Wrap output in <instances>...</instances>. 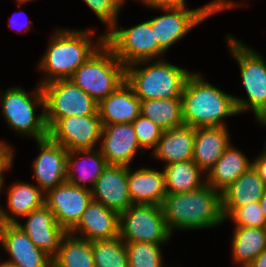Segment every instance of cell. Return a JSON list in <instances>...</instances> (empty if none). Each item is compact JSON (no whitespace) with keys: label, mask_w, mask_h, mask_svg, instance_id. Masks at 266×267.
Returning a JSON list of instances; mask_svg holds the SVG:
<instances>
[{"label":"cell","mask_w":266,"mask_h":267,"mask_svg":"<svg viewBox=\"0 0 266 267\" xmlns=\"http://www.w3.org/2000/svg\"><path fill=\"white\" fill-rule=\"evenodd\" d=\"M161 207L170 234L176 227L208 228L225 221L221 193L207 183L194 191L167 194Z\"/></svg>","instance_id":"cell-1"},{"label":"cell","mask_w":266,"mask_h":267,"mask_svg":"<svg viewBox=\"0 0 266 267\" xmlns=\"http://www.w3.org/2000/svg\"><path fill=\"white\" fill-rule=\"evenodd\" d=\"M181 98L186 126L222 127V118L238 113L234 96L206 83L199 74L189 75Z\"/></svg>","instance_id":"cell-2"},{"label":"cell","mask_w":266,"mask_h":267,"mask_svg":"<svg viewBox=\"0 0 266 267\" xmlns=\"http://www.w3.org/2000/svg\"><path fill=\"white\" fill-rule=\"evenodd\" d=\"M91 33L94 32L57 30L39 64L40 69L49 75L40 82L41 86L73 76L78 67L100 47L98 45L95 49L92 46V40L89 38Z\"/></svg>","instance_id":"cell-3"},{"label":"cell","mask_w":266,"mask_h":267,"mask_svg":"<svg viewBox=\"0 0 266 267\" xmlns=\"http://www.w3.org/2000/svg\"><path fill=\"white\" fill-rule=\"evenodd\" d=\"M99 44L100 47L78 67L70 78L97 103L125 82L126 68L105 43V36L99 38Z\"/></svg>","instance_id":"cell-4"},{"label":"cell","mask_w":266,"mask_h":267,"mask_svg":"<svg viewBox=\"0 0 266 267\" xmlns=\"http://www.w3.org/2000/svg\"><path fill=\"white\" fill-rule=\"evenodd\" d=\"M132 66L125 68V81L139 100L182 99L190 72L163 60L142 69Z\"/></svg>","instance_id":"cell-5"},{"label":"cell","mask_w":266,"mask_h":267,"mask_svg":"<svg viewBox=\"0 0 266 267\" xmlns=\"http://www.w3.org/2000/svg\"><path fill=\"white\" fill-rule=\"evenodd\" d=\"M229 46L239 63L248 100L234 97L238 113L252 108L256 118L266 125V64L255 51L228 36Z\"/></svg>","instance_id":"cell-6"},{"label":"cell","mask_w":266,"mask_h":267,"mask_svg":"<svg viewBox=\"0 0 266 267\" xmlns=\"http://www.w3.org/2000/svg\"><path fill=\"white\" fill-rule=\"evenodd\" d=\"M42 89L48 130L61 118L88 116L98 112V103L71 79L51 81L42 85Z\"/></svg>","instance_id":"cell-7"},{"label":"cell","mask_w":266,"mask_h":267,"mask_svg":"<svg viewBox=\"0 0 266 267\" xmlns=\"http://www.w3.org/2000/svg\"><path fill=\"white\" fill-rule=\"evenodd\" d=\"M105 36V43L125 65L147 63L165 50L158 44L150 21L129 29H117V24Z\"/></svg>","instance_id":"cell-8"},{"label":"cell","mask_w":266,"mask_h":267,"mask_svg":"<svg viewBox=\"0 0 266 267\" xmlns=\"http://www.w3.org/2000/svg\"><path fill=\"white\" fill-rule=\"evenodd\" d=\"M32 101L21 88H9L2 98V111L8 125L21 134L33 136L37 141L48 137L45 121V99L42 86L39 84ZM34 103L43 105V112L35 117Z\"/></svg>","instance_id":"cell-9"},{"label":"cell","mask_w":266,"mask_h":267,"mask_svg":"<svg viewBox=\"0 0 266 267\" xmlns=\"http://www.w3.org/2000/svg\"><path fill=\"white\" fill-rule=\"evenodd\" d=\"M119 236L124 242L161 244L171 234L161 206L133 204L120 214Z\"/></svg>","instance_id":"cell-10"},{"label":"cell","mask_w":266,"mask_h":267,"mask_svg":"<svg viewBox=\"0 0 266 267\" xmlns=\"http://www.w3.org/2000/svg\"><path fill=\"white\" fill-rule=\"evenodd\" d=\"M234 3L226 0H215L197 9H165L166 14L155 17L151 22L158 44L166 51L172 44L184 37L192 27L204 21L210 15L227 8Z\"/></svg>","instance_id":"cell-11"},{"label":"cell","mask_w":266,"mask_h":267,"mask_svg":"<svg viewBox=\"0 0 266 267\" xmlns=\"http://www.w3.org/2000/svg\"><path fill=\"white\" fill-rule=\"evenodd\" d=\"M102 129L97 112L94 115L61 118L48 130V136L68 151L88 150L99 141Z\"/></svg>","instance_id":"cell-12"},{"label":"cell","mask_w":266,"mask_h":267,"mask_svg":"<svg viewBox=\"0 0 266 267\" xmlns=\"http://www.w3.org/2000/svg\"><path fill=\"white\" fill-rule=\"evenodd\" d=\"M45 205L55 216L57 223L70 232L80 221L92 201V191L67 181L46 192Z\"/></svg>","instance_id":"cell-13"},{"label":"cell","mask_w":266,"mask_h":267,"mask_svg":"<svg viewBox=\"0 0 266 267\" xmlns=\"http://www.w3.org/2000/svg\"><path fill=\"white\" fill-rule=\"evenodd\" d=\"M0 242L11 255L5 262L14 267H52V257L37 248L16 223L2 224Z\"/></svg>","instance_id":"cell-14"},{"label":"cell","mask_w":266,"mask_h":267,"mask_svg":"<svg viewBox=\"0 0 266 267\" xmlns=\"http://www.w3.org/2000/svg\"><path fill=\"white\" fill-rule=\"evenodd\" d=\"M40 153L34 161V176L43 192L66 181L68 150L49 136L37 141Z\"/></svg>","instance_id":"cell-15"},{"label":"cell","mask_w":266,"mask_h":267,"mask_svg":"<svg viewBox=\"0 0 266 267\" xmlns=\"http://www.w3.org/2000/svg\"><path fill=\"white\" fill-rule=\"evenodd\" d=\"M91 191L92 200L119 215L133 205L129 194L126 166L107 164Z\"/></svg>","instance_id":"cell-16"},{"label":"cell","mask_w":266,"mask_h":267,"mask_svg":"<svg viewBox=\"0 0 266 267\" xmlns=\"http://www.w3.org/2000/svg\"><path fill=\"white\" fill-rule=\"evenodd\" d=\"M24 217H27V223L21 225L17 221V226L28 235L37 248L53 258L67 232L57 223L54 214L45 204Z\"/></svg>","instance_id":"cell-17"},{"label":"cell","mask_w":266,"mask_h":267,"mask_svg":"<svg viewBox=\"0 0 266 267\" xmlns=\"http://www.w3.org/2000/svg\"><path fill=\"white\" fill-rule=\"evenodd\" d=\"M101 153L108 164L129 167L140 145L132 123L105 125Z\"/></svg>","instance_id":"cell-18"},{"label":"cell","mask_w":266,"mask_h":267,"mask_svg":"<svg viewBox=\"0 0 266 267\" xmlns=\"http://www.w3.org/2000/svg\"><path fill=\"white\" fill-rule=\"evenodd\" d=\"M98 113L103 126L133 123L141 114V100L125 81L98 103Z\"/></svg>","instance_id":"cell-19"},{"label":"cell","mask_w":266,"mask_h":267,"mask_svg":"<svg viewBox=\"0 0 266 267\" xmlns=\"http://www.w3.org/2000/svg\"><path fill=\"white\" fill-rule=\"evenodd\" d=\"M119 221L117 212L92 200L70 233L80 230L84 239L89 241L113 239L119 236Z\"/></svg>","instance_id":"cell-20"},{"label":"cell","mask_w":266,"mask_h":267,"mask_svg":"<svg viewBox=\"0 0 266 267\" xmlns=\"http://www.w3.org/2000/svg\"><path fill=\"white\" fill-rule=\"evenodd\" d=\"M127 182L133 204H152L161 206L167 195L164 171L141 168L131 172L127 167Z\"/></svg>","instance_id":"cell-21"},{"label":"cell","mask_w":266,"mask_h":267,"mask_svg":"<svg viewBox=\"0 0 266 267\" xmlns=\"http://www.w3.org/2000/svg\"><path fill=\"white\" fill-rule=\"evenodd\" d=\"M225 126L195 128L193 161L202 171H210L230 145Z\"/></svg>","instance_id":"cell-22"},{"label":"cell","mask_w":266,"mask_h":267,"mask_svg":"<svg viewBox=\"0 0 266 267\" xmlns=\"http://www.w3.org/2000/svg\"><path fill=\"white\" fill-rule=\"evenodd\" d=\"M195 140V128L180 126L163 130L153 156L165 160L167 165L192 160Z\"/></svg>","instance_id":"cell-23"},{"label":"cell","mask_w":266,"mask_h":267,"mask_svg":"<svg viewBox=\"0 0 266 267\" xmlns=\"http://www.w3.org/2000/svg\"><path fill=\"white\" fill-rule=\"evenodd\" d=\"M251 166L252 163L248 161L243 153L229 145L213 168L207 172L206 183L222 193Z\"/></svg>","instance_id":"cell-24"},{"label":"cell","mask_w":266,"mask_h":267,"mask_svg":"<svg viewBox=\"0 0 266 267\" xmlns=\"http://www.w3.org/2000/svg\"><path fill=\"white\" fill-rule=\"evenodd\" d=\"M265 190L264 181L251 166L221 193L222 208H238L259 201Z\"/></svg>","instance_id":"cell-25"},{"label":"cell","mask_w":266,"mask_h":267,"mask_svg":"<svg viewBox=\"0 0 266 267\" xmlns=\"http://www.w3.org/2000/svg\"><path fill=\"white\" fill-rule=\"evenodd\" d=\"M52 267H95L92 241L67 232L52 258Z\"/></svg>","instance_id":"cell-26"},{"label":"cell","mask_w":266,"mask_h":267,"mask_svg":"<svg viewBox=\"0 0 266 267\" xmlns=\"http://www.w3.org/2000/svg\"><path fill=\"white\" fill-rule=\"evenodd\" d=\"M232 247L235 262L247 267L266 249V228L236 226Z\"/></svg>","instance_id":"cell-27"},{"label":"cell","mask_w":266,"mask_h":267,"mask_svg":"<svg viewBox=\"0 0 266 267\" xmlns=\"http://www.w3.org/2000/svg\"><path fill=\"white\" fill-rule=\"evenodd\" d=\"M141 115L150 119L162 130L185 125L182 99H151L141 101Z\"/></svg>","instance_id":"cell-28"},{"label":"cell","mask_w":266,"mask_h":267,"mask_svg":"<svg viewBox=\"0 0 266 267\" xmlns=\"http://www.w3.org/2000/svg\"><path fill=\"white\" fill-rule=\"evenodd\" d=\"M164 168L167 194L194 191L206 184L200 180L203 171L193 160L173 163Z\"/></svg>","instance_id":"cell-29"},{"label":"cell","mask_w":266,"mask_h":267,"mask_svg":"<svg viewBox=\"0 0 266 267\" xmlns=\"http://www.w3.org/2000/svg\"><path fill=\"white\" fill-rule=\"evenodd\" d=\"M92 149H88V150H73V151H68L67 153V166H66V181L68 183L74 184L78 187H83L85 188L84 185L80 184L81 182H91L92 184V188H90L91 190L94 188L96 180L99 178V176L102 174L103 169L106 167V165L108 164L107 161L105 160L104 156L102 155L101 151H94L92 152ZM77 153H83V154H87L88 157H83L81 160L83 161H87V159L89 161L92 162V166L90 167V169L92 168V170L88 169L87 164L85 162L82 161L79 162L78 160L73 161V156H76ZM86 159V160H85ZM78 164V166H77ZM82 165V166H79ZM89 165V164H88ZM78 167V168H76ZM74 170L76 171H81L82 174L79 175L78 179H76L74 176H76V171L74 172ZM75 174V175H74ZM78 180V181H77Z\"/></svg>","instance_id":"cell-30"},{"label":"cell","mask_w":266,"mask_h":267,"mask_svg":"<svg viewBox=\"0 0 266 267\" xmlns=\"http://www.w3.org/2000/svg\"><path fill=\"white\" fill-rule=\"evenodd\" d=\"M44 196L39 187L18 182L12 185L8 192L10 212L13 215L24 217L45 204Z\"/></svg>","instance_id":"cell-31"},{"label":"cell","mask_w":266,"mask_h":267,"mask_svg":"<svg viewBox=\"0 0 266 267\" xmlns=\"http://www.w3.org/2000/svg\"><path fill=\"white\" fill-rule=\"evenodd\" d=\"M95 267H129L125 242L120 236L92 241Z\"/></svg>","instance_id":"cell-32"},{"label":"cell","mask_w":266,"mask_h":267,"mask_svg":"<svg viewBox=\"0 0 266 267\" xmlns=\"http://www.w3.org/2000/svg\"><path fill=\"white\" fill-rule=\"evenodd\" d=\"M129 267H162L160 244L125 242Z\"/></svg>","instance_id":"cell-33"},{"label":"cell","mask_w":266,"mask_h":267,"mask_svg":"<svg viewBox=\"0 0 266 267\" xmlns=\"http://www.w3.org/2000/svg\"><path fill=\"white\" fill-rule=\"evenodd\" d=\"M224 219L232 218L236 226L266 228V219L258 201L238 208H222Z\"/></svg>","instance_id":"cell-34"},{"label":"cell","mask_w":266,"mask_h":267,"mask_svg":"<svg viewBox=\"0 0 266 267\" xmlns=\"http://www.w3.org/2000/svg\"><path fill=\"white\" fill-rule=\"evenodd\" d=\"M141 148L156 147L163 130L141 114L132 123Z\"/></svg>","instance_id":"cell-35"},{"label":"cell","mask_w":266,"mask_h":267,"mask_svg":"<svg viewBox=\"0 0 266 267\" xmlns=\"http://www.w3.org/2000/svg\"><path fill=\"white\" fill-rule=\"evenodd\" d=\"M101 22L111 30L116 25V17L124 0H84Z\"/></svg>","instance_id":"cell-36"},{"label":"cell","mask_w":266,"mask_h":267,"mask_svg":"<svg viewBox=\"0 0 266 267\" xmlns=\"http://www.w3.org/2000/svg\"><path fill=\"white\" fill-rule=\"evenodd\" d=\"M152 8L159 9H182L185 8V0H141Z\"/></svg>","instance_id":"cell-37"},{"label":"cell","mask_w":266,"mask_h":267,"mask_svg":"<svg viewBox=\"0 0 266 267\" xmlns=\"http://www.w3.org/2000/svg\"><path fill=\"white\" fill-rule=\"evenodd\" d=\"M13 156L10 147L0 142V177H2L5 170L11 168Z\"/></svg>","instance_id":"cell-38"},{"label":"cell","mask_w":266,"mask_h":267,"mask_svg":"<svg viewBox=\"0 0 266 267\" xmlns=\"http://www.w3.org/2000/svg\"><path fill=\"white\" fill-rule=\"evenodd\" d=\"M264 150L265 151L257 159L254 160L252 166L258 172L259 177L264 181L266 185V146Z\"/></svg>","instance_id":"cell-39"},{"label":"cell","mask_w":266,"mask_h":267,"mask_svg":"<svg viewBox=\"0 0 266 267\" xmlns=\"http://www.w3.org/2000/svg\"><path fill=\"white\" fill-rule=\"evenodd\" d=\"M247 267H266V249L263 250Z\"/></svg>","instance_id":"cell-40"},{"label":"cell","mask_w":266,"mask_h":267,"mask_svg":"<svg viewBox=\"0 0 266 267\" xmlns=\"http://www.w3.org/2000/svg\"><path fill=\"white\" fill-rule=\"evenodd\" d=\"M16 222H17V220L15 218H13L10 215H8L6 210L4 211L0 207V232H1L2 224H5V223H16Z\"/></svg>","instance_id":"cell-41"},{"label":"cell","mask_w":266,"mask_h":267,"mask_svg":"<svg viewBox=\"0 0 266 267\" xmlns=\"http://www.w3.org/2000/svg\"><path fill=\"white\" fill-rule=\"evenodd\" d=\"M258 202L266 219V190Z\"/></svg>","instance_id":"cell-42"},{"label":"cell","mask_w":266,"mask_h":267,"mask_svg":"<svg viewBox=\"0 0 266 267\" xmlns=\"http://www.w3.org/2000/svg\"><path fill=\"white\" fill-rule=\"evenodd\" d=\"M19 17H20V15H19ZM10 23H11L10 26H11V25H12L13 27H14V26H17L16 21L13 20V19L11 20ZM27 23H28V22H27ZM27 23L22 24L23 27H21L20 30H21V29L29 30V27H30V26H29V24H27Z\"/></svg>","instance_id":"cell-43"},{"label":"cell","mask_w":266,"mask_h":267,"mask_svg":"<svg viewBox=\"0 0 266 267\" xmlns=\"http://www.w3.org/2000/svg\"><path fill=\"white\" fill-rule=\"evenodd\" d=\"M0 267H14V266L6 262H3V263H0Z\"/></svg>","instance_id":"cell-44"},{"label":"cell","mask_w":266,"mask_h":267,"mask_svg":"<svg viewBox=\"0 0 266 267\" xmlns=\"http://www.w3.org/2000/svg\"><path fill=\"white\" fill-rule=\"evenodd\" d=\"M3 176L2 177H0V189L2 188V185H3Z\"/></svg>","instance_id":"cell-45"},{"label":"cell","mask_w":266,"mask_h":267,"mask_svg":"<svg viewBox=\"0 0 266 267\" xmlns=\"http://www.w3.org/2000/svg\"><path fill=\"white\" fill-rule=\"evenodd\" d=\"M27 1H30V0H18V2L21 4V3H25Z\"/></svg>","instance_id":"cell-46"}]
</instances>
